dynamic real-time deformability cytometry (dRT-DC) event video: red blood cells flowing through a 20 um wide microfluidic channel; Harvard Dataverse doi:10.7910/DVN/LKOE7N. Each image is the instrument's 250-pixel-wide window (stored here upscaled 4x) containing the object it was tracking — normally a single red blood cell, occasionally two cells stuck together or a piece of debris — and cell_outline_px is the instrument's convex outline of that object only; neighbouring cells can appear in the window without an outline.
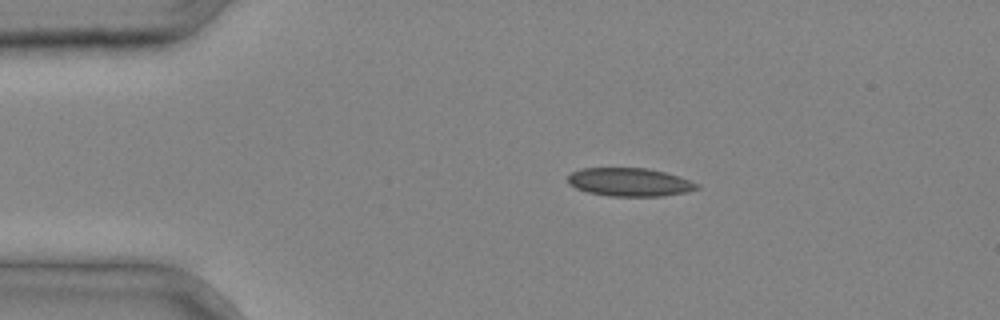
{"species": "common noctule bat (a hibernating species)", "species_latin": "Nyctalus noctula", "temperature_condition": "cold", "stored_images_in_passage": 3, "camera_frame_rate_fps": 3000, "um_per_image_px": 0.085, "animal": {"sex": "male", "body_mass_g": 20.4}, "frame": {"image": 1, "passage_image": 2, "time_ms": 0.333, "image_size_px": [1000, 320], "cell_outline_px": [[700, 188], [688, 192], [664, 196], [608, 196], [588, 192], [576, 188], [568, 184], [568, 176], [572, 172], [580, 168], [648, 168], [664, 172], [700, 184]], "centroid_in_image_um": [53.51, 15.48], "position_along_channel_um": 31.5, "area_um2": 21.33}}